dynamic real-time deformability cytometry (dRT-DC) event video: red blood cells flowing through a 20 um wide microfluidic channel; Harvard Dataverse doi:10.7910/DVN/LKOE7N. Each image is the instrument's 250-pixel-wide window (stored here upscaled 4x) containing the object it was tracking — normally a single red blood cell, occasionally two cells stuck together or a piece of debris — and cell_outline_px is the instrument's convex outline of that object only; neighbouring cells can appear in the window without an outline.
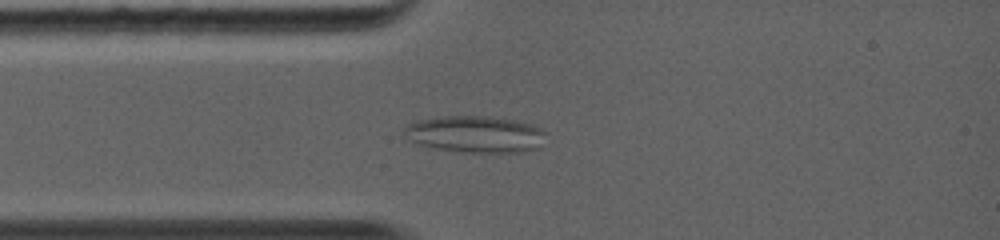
{"species": "common noctule bat (a hibernating species)", "species_latin": "Nyctalus noctula", "temperature_condition": "warm", "stored_images_in_passage": 50, "camera_frame_rate_fps": 5000, "um_per_image_px": 0.085, "animal": {"sex": "female", "body_mass_g": 19.0, "forearm_length_mm": 56.7}, "frame": {"image": 1, "passage_image": 10, "time_ms": 2.4, "image_size_px": [1000, 240], "cell_outline_px": [[544, 132], [536, 148], [520, 152], [460, 152], [420, 144], [412, 140], [404, 128], [412, 120], [444, 116], [492, 116], [516, 120], [532, 124], [540, 128]], "centroid_in_image_um": [40.39, 11.38], "position_along_channel_um": 44.6, "area_um2": 29.77}}
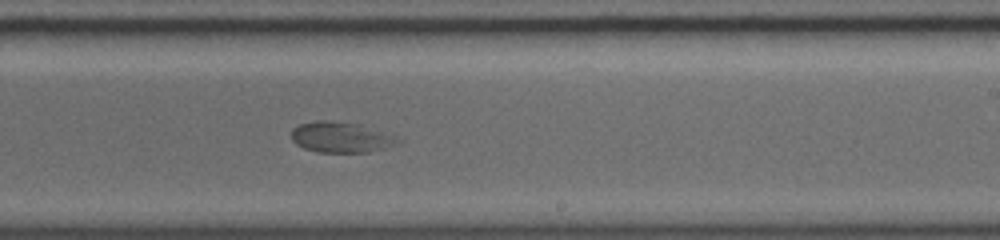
{"frame": {"image": 2, "passage_image": 28, "time_ms": 7.4, "image_size_px": [1000, 240], "cell_outline_px": [[392, 144], [384, 148], [368, 152], [320, 152], [304, 148], [296, 144], [292, 140], [292, 128], [300, 124], [316, 120], [332, 120], [360, 124], [392, 140]], "centroid_in_image_um": [28.73, 11.66], "position_along_channel_um": 260.3, "area_um2": 17.92}}
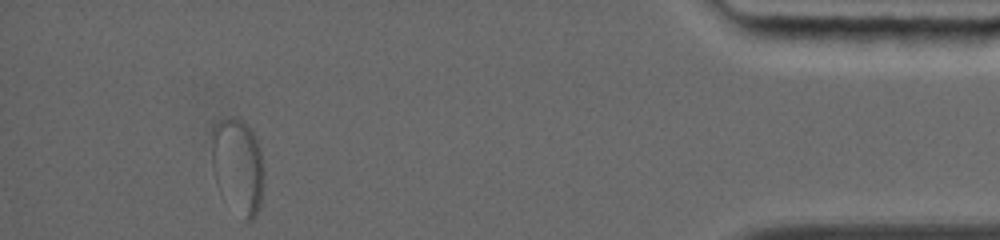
{"frame": {"image": 3, "passage_image": 50, "time_ms": 12.6, "image_size_px": [1000, 240], "cell_outline_px": [[264, 176], [260, 204], [256, 216], [252, 220], [244, 220], [212, 168], [212, 124], [216, 120], [232, 116], [240, 120], [252, 132], [256, 140], [260, 152], [264, 172]], "centroid_in_image_um": [20.25, 13.99], "position_along_channel_um": 415.0, "area_um2": 27.69}}